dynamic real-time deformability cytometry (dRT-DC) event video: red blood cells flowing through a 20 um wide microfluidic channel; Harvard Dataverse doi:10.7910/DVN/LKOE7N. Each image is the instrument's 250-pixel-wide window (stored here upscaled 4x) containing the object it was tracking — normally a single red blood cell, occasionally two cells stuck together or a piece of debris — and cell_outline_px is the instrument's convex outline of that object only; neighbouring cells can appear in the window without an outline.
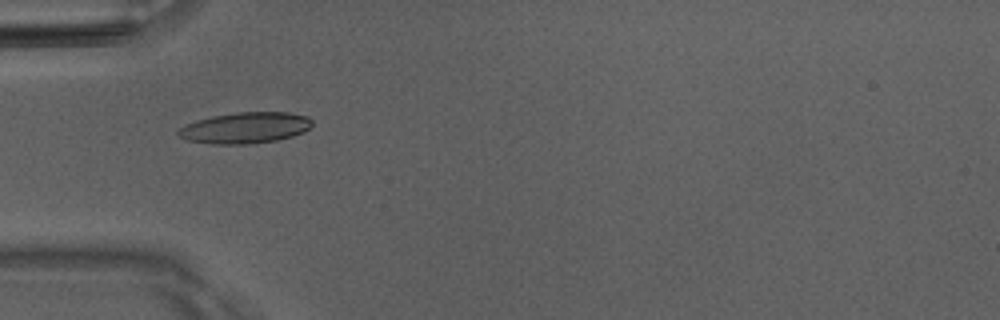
{"species": "Egyptian fruit bat (a non-hibernating species)", "species_latin": "Rousettus aegyptiacus", "temperature_condition": "room temperature", "stored_images_in_passage": 49, "camera_frame_rate_fps": 3000, "um_per_image_px": 0.085, "animal": {"sex": "male"}, "frame": {"image": 1, "passage_image": 15, "time_ms": 4.667, "image_size_px": [1000, 320], "cell_outline_px": [[312, 124], [304, 132], [292, 136], [276, 140], [252, 144], [212, 144], [188, 140], [180, 136], [176, 132], [184, 124], [196, 120], [212, 116], [236, 112], [288, 112], [308, 116], [312, 120]], "centroid_in_image_um": [20.84, 10.86], "position_along_channel_um": 64.2, "area_um2": 24.33}}
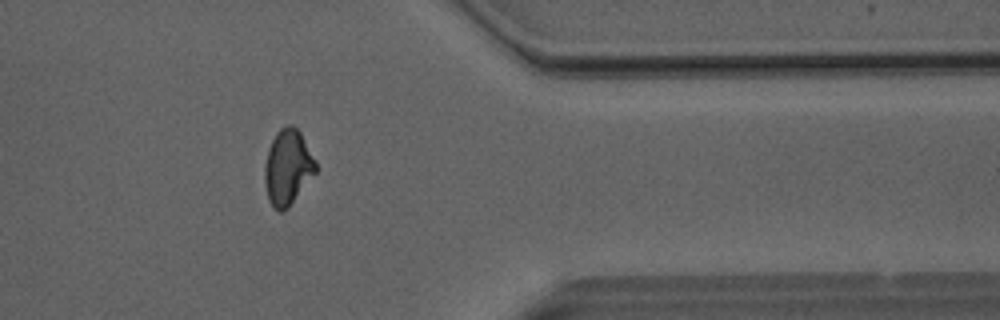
{"frame": {"image": 2, "passage_image": 40, "time_ms": 13.0, "image_size_px": [1000, 320], "cell_outline_px": [[316, 172], [288, 208], [284, 212], [280, 212], [272, 208], [268, 200], [264, 184], [264, 164], [268, 148], [276, 132], [284, 124], [292, 124], [300, 132], [316, 160]], "centroid_in_image_um": [24.43, 14.23], "position_along_channel_um": 387.0, "area_um2": 22.77}}
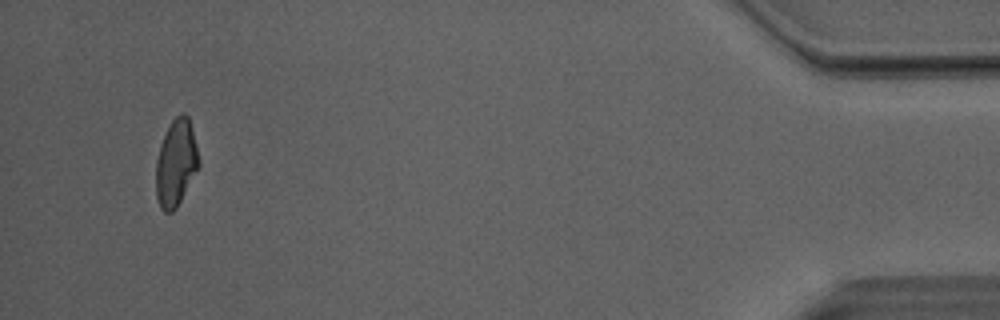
{"frame": {"image": 3, "passage_image": 47, "time_ms": 15.333, "image_size_px": [1000, 320], "cell_outline_px": [[200, 168], [176, 208], [172, 212], [164, 212], [160, 208], [156, 196], [156, 160], [160, 144], [172, 120], [180, 112], [184, 112], [188, 116], [200, 160]], "centroid_in_image_um": [14.97, 13.87], "position_along_channel_um": 420.2, "area_um2": 21.79}, "authors_computed_cell_mechanics": {"area_um2": 22.3686, "velocity_mm_per_s": 4.0738, "shape_relaxation_time_tau1_ms": 5.1698, "shape_relaxation_time_tau2_ms": 3.0894, "deformation_change_tau1": 0.1617, "deformation_change_tau2": 0.0976}}